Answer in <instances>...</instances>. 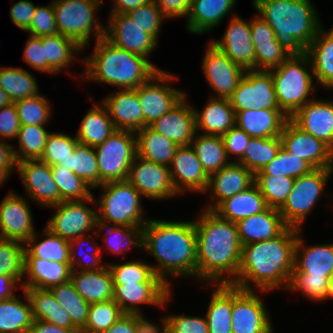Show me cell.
<instances>
[{
  "instance_id": "1",
  "label": "cell",
  "mask_w": 333,
  "mask_h": 333,
  "mask_svg": "<svg viewBox=\"0 0 333 333\" xmlns=\"http://www.w3.org/2000/svg\"><path fill=\"white\" fill-rule=\"evenodd\" d=\"M299 232L302 230L287 227L275 238L244 245L237 277L230 284L263 293L279 288L286 290L294 270Z\"/></svg>"
},
{
  "instance_id": "2",
  "label": "cell",
  "mask_w": 333,
  "mask_h": 333,
  "mask_svg": "<svg viewBox=\"0 0 333 333\" xmlns=\"http://www.w3.org/2000/svg\"><path fill=\"white\" fill-rule=\"evenodd\" d=\"M193 220L197 242V280L203 284L231 283L241 261L242 244L235 222L213 210L201 211Z\"/></svg>"
},
{
  "instance_id": "3",
  "label": "cell",
  "mask_w": 333,
  "mask_h": 333,
  "mask_svg": "<svg viewBox=\"0 0 333 333\" xmlns=\"http://www.w3.org/2000/svg\"><path fill=\"white\" fill-rule=\"evenodd\" d=\"M142 241V249L158 262L151 265L154 273L171 289L168 281L171 275L197 279V242L193 221L150 218L142 228Z\"/></svg>"
},
{
  "instance_id": "4",
  "label": "cell",
  "mask_w": 333,
  "mask_h": 333,
  "mask_svg": "<svg viewBox=\"0 0 333 333\" xmlns=\"http://www.w3.org/2000/svg\"><path fill=\"white\" fill-rule=\"evenodd\" d=\"M253 8L290 55H301L322 27L311 0H253Z\"/></svg>"
},
{
  "instance_id": "5",
  "label": "cell",
  "mask_w": 333,
  "mask_h": 333,
  "mask_svg": "<svg viewBox=\"0 0 333 333\" xmlns=\"http://www.w3.org/2000/svg\"><path fill=\"white\" fill-rule=\"evenodd\" d=\"M94 48L93 53L81 61L86 66L81 79L120 90L136 89L160 70L150 59L119 48L105 37L98 39Z\"/></svg>"
},
{
  "instance_id": "6",
  "label": "cell",
  "mask_w": 333,
  "mask_h": 333,
  "mask_svg": "<svg viewBox=\"0 0 333 333\" xmlns=\"http://www.w3.org/2000/svg\"><path fill=\"white\" fill-rule=\"evenodd\" d=\"M273 77V86L280 109L291 118L311 99L316 92L310 58L305 52L290 55L280 66L268 70Z\"/></svg>"
},
{
  "instance_id": "7",
  "label": "cell",
  "mask_w": 333,
  "mask_h": 333,
  "mask_svg": "<svg viewBox=\"0 0 333 333\" xmlns=\"http://www.w3.org/2000/svg\"><path fill=\"white\" fill-rule=\"evenodd\" d=\"M104 1L53 0L58 33L74 40L83 49L90 44V37L95 36V42L103 38L105 26L95 17Z\"/></svg>"
},
{
  "instance_id": "8",
  "label": "cell",
  "mask_w": 333,
  "mask_h": 333,
  "mask_svg": "<svg viewBox=\"0 0 333 333\" xmlns=\"http://www.w3.org/2000/svg\"><path fill=\"white\" fill-rule=\"evenodd\" d=\"M97 188L103 190L96 200L100 220L118 226L143 228L150 219L145 217L141 194L128 180L107 182Z\"/></svg>"
},
{
  "instance_id": "9",
  "label": "cell",
  "mask_w": 333,
  "mask_h": 333,
  "mask_svg": "<svg viewBox=\"0 0 333 333\" xmlns=\"http://www.w3.org/2000/svg\"><path fill=\"white\" fill-rule=\"evenodd\" d=\"M333 168H314L295 178L285 203L278 209L288 227L302 230V224L324 194Z\"/></svg>"
},
{
  "instance_id": "10",
  "label": "cell",
  "mask_w": 333,
  "mask_h": 333,
  "mask_svg": "<svg viewBox=\"0 0 333 333\" xmlns=\"http://www.w3.org/2000/svg\"><path fill=\"white\" fill-rule=\"evenodd\" d=\"M94 149L99 169V186L107 182L127 180L137 154L135 132L116 130Z\"/></svg>"
},
{
  "instance_id": "11",
  "label": "cell",
  "mask_w": 333,
  "mask_h": 333,
  "mask_svg": "<svg viewBox=\"0 0 333 333\" xmlns=\"http://www.w3.org/2000/svg\"><path fill=\"white\" fill-rule=\"evenodd\" d=\"M174 74L159 70L147 82L136 88L143 111V128L173 109L185 96V91L172 85ZM171 85H169V84Z\"/></svg>"
},
{
  "instance_id": "12",
  "label": "cell",
  "mask_w": 333,
  "mask_h": 333,
  "mask_svg": "<svg viewBox=\"0 0 333 333\" xmlns=\"http://www.w3.org/2000/svg\"><path fill=\"white\" fill-rule=\"evenodd\" d=\"M96 204V197L93 195L89 199L62 201L58 205L49 208L54 209L46 224L53 234L66 240H72L79 236L95 233L97 210L89 207L87 203Z\"/></svg>"
},
{
  "instance_id": "13",
  "label": "cell",
  "mask_w": 333,
  "mask_h": 333,
  "mask_svg": "<svg viewBox=\"0 0 333 333\" xmlns=\"http://www.w3.org/2000/svg\"><path fill=\"white\" fill-rule=\"evenodd\" d=\"M258 294L256 290L232 284V333H274L267 308Z\"/></svg>"
},
{
  "instance_id": "14",
  "label": "cell",
  "mask_w": 333,
  "mask_h": 333,
  "mask_svg": "<svg viewBox=\"0 0 333 333\" xmlns=\"http://www.w3.org/2000/svg\"><path fill=\"white\" fill-rule=\"evenodd\" d=\"M229 100L234 111L281 110L276 99L273 77L265 70H246Z\"/></svg>"
},
{
  "instance_id": "15",
  "label": "cell",
  "mask_w": 333,
  "mask_h": 333,
  "mask_svg": "<svg viewBox=\"0 0 333 333\" xmlns=\"http://www.w3.org/2000/svg\"><path fill=\"white\" fill-rule=\"evenodd\" d=\"M127 180L143 198L160 201L178 196L172 183L170 167L156 164L137 154L129 169Z\"/></svg>"
},
{
  "instance_id": "16",
  "label": "cell",
  "mask_w": 333,
  "mask_h": 333,
  "mask_svg": "<svg viewBox=\"0 0 333 333\" xmlns=\"http://www.w3.org/2000/svg\"><path fill=\"white\" fill-rule=\"evenodd\" d=\"M202 68L209 87L215 92L211 97L225 99L232 96L246 72L210 41L202 59Z\"/></svg>"
},
{
  "instance_id": "17",
  "label": "cell",
  "mask_w": 333,
  "mask_h": 333,
  "mask_svg": "<svg viewBox=\"0 0 333 333\" xmlns=\"http://www.w3.org/2000/svg\"><path fill=\"white\" fill-rule=\"evenodd\" d=\"M282 147L307 161L313 168H333V150L299 128L290 118L280 135Z\"/></svg>"
},
{
  "instance_id": "18",
  "label": "cell",
  "mask_w": 333,
  "mask_h": 333,
  "mask_svg": "<svg viewBox=\"0 0 333 333\" xmlns=\"http://www.w3.org/2000/svg\"><path fill=\"white\" fill-rule=\"evenodd\" d=\"M104 37L113 45L148 59L159 42L126 13H110Z\"/></svg>"
},
{
  "instance_id": "19",
  "label": "cell",
  "mask_w": 333,
  "mask_h": 333,
  "mask_svg": "<svg viewBox=\"0 0 333 333\" xmlns=\"http://www.w3.org/2000/svg\"><path fill=\"white\" fill-rule=\"evenodd\" d=\"M16 170L32 202L36 201L48 208L63 201L53 179L51 166L46 162L41 159L17 162Z\"/></svg>"
},
{
  "instance_id": "20",
  "label": "cell",
  "mask_w": 333,
  "mask_h": 333,
  "mask_svg": "<svg viewBox=\"0 0 333 333\" xmlns=\"http://www.w3.org/2000/svg\"><path fill=\"white\" fill-rule=\"evenodd\" d=\"M27 200L9 191L0 202V239L25 243L37 233Z\"/></svg>"
},
{
  "instance_id": "21",
  "label": "cell",
  "mask_w": 333,
  "mask_h": 333,
  "mask_svg": "<svg viewBox=\"0 0 333 333\" xmlns=\"http://www.w3.org/2000/svg\"><path fill=\"white\" fill-rule=\"evenodd\" d=\"M210 42L243 69L255 70V48L250 21H244L233 13L222 38L211 39Z\"/></svg>"
},
{
  "instance_id": "22",
  "label": "cell",
  "mask_w": 333,
  "mask_h": 333,
  "mask_svg": "<svg viewBox=\"0 0 333 333\" xmlns=\"http://www.w3.org/2000/svg\"><path fill=\"white\" fill-rule=\"evenodd\" d=\"M170 167V175L177 195L184 193H205L209 176L204 171L191 145L178 146Z\"/></svg>"
},
{
  "instance_id": "23",
  "label": "cell",
  "mask_w": 333,
  "mask_h": 333,
  "mask_svg": "<svg viewBox=\"0 0 333 333\" xmlns=\"http://www.w3.org/2000/svg\"><path fill=\"white\" fill-rule=\"evenodd\" d=\"M171 291L165 283H125L114 285L113 300L124 314L144 316L141 305L165 308L173 296Z\"/></svg>"
},
{
  "instance_id": "24",
  "label": "cell",
  "mask_w": 333,
  "mask_h": 333,
  "mask_svg": "<svg viewBox=\"0 0 333 333\" xmlns=\"http://www.w3.org/2000/svg\"><path fill=\"white\" fill-rule=\"evenodd\" d=\"M255 183V175L242 164L231 162L209 177L205 192L212 193L213 202H208L204 209L214 210L225 199L235 196Z\"/></svg>"
},
{
  "instance_id": "25",
  "label": "cell",
  "mask_w": 333,
  "mask_h": 333,
  "mask_svg": "<svg viewBox=\"0 0 333 333\" xmlns=\"http://www.w3.org/2000/svg\"><path fill=\"white\" fill-rule=\"evenodd\" d=\"M299 128L323 141L333 150V101L312 100L301 107L291 118Z\"/></svg>"
},
{
  "instance_id": "26",
  "label": "cell",
  "mask_w": 333,
  "mask_h": 333,
  "mask_svg": "<svg viewBox=\"0 0 333 333\" xmlns=\"http://www.w3.org/2000/svg\"><path fill=\"white\" fill-rule=\"evenodd\" d=\"M186 97L149 125L154 131L161 133L178 146L191 145L197 133L194 106L188 103Z\"/></svg>"
},
{
  "instance_id": "27",
  "label": "cell",
  "mask_w": 333,
  "mask_h": 333,
  "mask_svg": "<svg viewBox=\"0 0 333 333\" xmlns=\"http://www.w3.org/2000/svg\"><path fill=\"white\" fill-rule=\"evenodd\" d=\"M116 130L138 132L143 128V111L136 89H117L101 102Z\"/></svg>"
},
{
  "instance_id": "28",
  "label": "cell",
  "mask_w": 333,
  "mask_h": 333,
  "mask_svg": "<svg viewBox=\"0 0 333 333\" xmlns=\"http://www.w3.org/2000/svg\"><path fill=\"white\" fill-rule=\"evenodd\" d=\"M250 28L255 48V70L273 69L290 56L276 39L275 32L261 16L256 15L250 20Z\"/></svg>"
},
{
  "instance_id": "29",
  "label": "cell",
  "mask_w": 333,
  "mask_h": 333,
  "mask_svg": "<svg viewBox=\"0 0 333 333\" xmlns=\"http://www.w3.org/2000/svg\"><path fill=\"white\" fill-rule=\"evenodd\" d=\"M71 272L70 262H55L37 257H24L22 288L50 290L54 286L70 281Z\"/></svg>"
},
{
  "instance_id": "30",
  "label": "cell",
  "mask_w": 333,
  "mask_h": 333,
  "mask_svg": "<svg viewBox=\"0 0 333 333\" xmlns=\"http://www.w3.org/2000/svg\"><path fill=\"white\" fill-rule=\"evenodd\" d=\"M242 246L279 236L288 226L277 208L266 210L236 222Z\"/></svg>"
},
{
  "instance_id": "31",
  "label": "cell",
  "mask_w": 333,
  "mask_h": 333,
  "mask_svg": "<svg viewBox=\"0 0 333 333\" xmlns=\"http://www.w3.org/2000/svg\"><path fill=\"white\" fill-rule=\"evenodd\" d=\"M235 125L251 138L280 137L289 117L282 110L235 111Z\"/></svg>"
},
{
  "instance_id": "32",
  "label": "cell",
  "mask_w": 333,
  "mask_h": 333,
  "mask_svg": "<svg viewBox=\"0 0 333 333\" xmlns=\"http://www.w3.org/2000/svg\"><path fill=\"white\" fill-rule=\"evenodd\" d=\"M299 232L295 245L294 270L292 273H308L310 276L333 274V243L305 245Z\"/></svg>"
},
{
  "instance_id": "33",
  "label": "cell",
  "mask_w": 333,
  "mask_h": 333,
  "mask_svg": "<svg viewBox=\"0 0 333 333\" xmlns=\"http://www.w3.org/2000/svg\"><path fill=\"white\" fill-rule=\"evenodd\" d=\"M237 0H192L186 28L191 34H204L220 26L224 17L231 14Z\"/></svg>"
},
{
  "instance_id": "34",
  "label": "cell",
  "mask_w": 333,
  "mask_h": 333,
  "mask_svg": "<svg viewBox=\"0 0 333 333\" xmlns=\"http://www.w3.org/2000/svg\"><path fill=\"white\" fill-rule=\"evenodd\" d=\"M204 106L202 111L194 108L197 133L223 136L235 126V111L229 99L210 97Z\"/></svg>"
},
{
  "instance_id": "35",
  "label": "cell",
  "mask_w": 333,
  "mask_h": 333,
  "mask_svg": "<svg viewBox=\"0 0 333 333\" xmlns=\"http://www.w3.org/2000/svg\"><path fill=\"white\" fill-rule=\"evenodd\" d=\"M70 280L75 290L88 304L113 299L114 283L108 265L97 271L72 270Z\"/></svg>"
},
{
  "instance_id": "36",
  "label": "cell",
  "mask_w": 333,
  "mask_h": 333,
  "mask_svg": "<svg viewBox=\"0 0 333 333\" xmlns=\"http://www.w3.org/2000/svg\"><path fill=\"white\" fill-rule=\"evenodd\" d=\"M322 26L306 49L316 83L326 90H333V26L327 30Z\"/></svg>"
},
{
  "instance_id": "37",
  "label": "cell",
  "mask_w": 333,
  "mask_h": 333,
  "mask_svg": "<svg viewBox=\"0 0 333 333\" xmlns=\"http://www.w3.org/2000/svg\"><path fill=\"white\" fill-rule=\"evenodd\" d=\"M268 207L258 186L254 183L248 189L222 201L213 211L221 218L236 223Z\"/></svg>"
},
{
  "instance_id": "38",
  "label": "cell",
  "mask_w": 333,
  "mask_h": 333,
  "mask_svg": "<svg viewBox=\"0 0 333 333\" xmlns=\"http://www.w3.org/2000/svg\"><path fill=\"white\" fill-rule=\"evenodd\" d=\"M25 291L34 320H42L67 329H78L71 321L66 309L55 299L49 289L22 288Z\"/></svg>"
},
{
  "instance_id": "39",
  "label": "cell",
  "mask_w": 333,
  "mask_h": 333,
  "mask_svg": "<svg viewBox=\"0 0 333 333\" xmlns=\"http://www.w3.org/2000/svg\"><path fill=\"white\" fill-rule=\"evenodd\" d=\"M213 289L205 318L209 333H232V284H207ZM213 286V287H212Z\"/></svg>"
},
{
  "instance_id": "40",
  "label": "cell",
  "mask_w": 333,
  "mask_h": 333,
  "mask_svg": "<svg viewBox=\"0 0 333 333\" xmlns=\"http://www.w3.org/2000/svg\"><path fill=\"white\" fill-rule=\"evenodd\" d=\"M93 104L84 115L75 135L79 143L90 147L102 144L116 131L106 107L102 103Z\"/></svg>"
},
{
  "instance_id": "41",
  "label": "cell",
  "mask_w": 333,
  "mask_h": 333,
  "mask_svg": "<svg viewBox=\"0 0 333 333\" xmlns=\"http://www.w3.org/2000/svg\"><path fill=\"white\" fill-rule=\"evenodd\" d=\"M177 147L178 145L150 126L136 132L137 155L156 164L170 166Z\"/></svg>"
},
{
  "instance_id": "42",
  "label": "cell",
  "mask_w": 333,
  "mask_h": 333,
  "mask_svg": "<svg viewBox=\"0 0 333 333\" xmlns=\"http://www.w3.org/2000/svg\"><path fill=\"white\" fill-rule=\"evenodd\" d=\"M42 46L44 47L45 58L47 59V74H58L62 69L73 65L74 56L83 52L74 40L61 34L53 36H42ZM72 63V64H71Z\"/></svg>"
},
{
  "instance_id": "43",
  "label": "cell",
  "mask_w": 333,
  "mask_h": 333,
  "mask_svg": "<svg viewBox=\"0 0 333 333\" xmlns=\"http://www.w3.org/2000/svg\"><path fill=\"white\" fill-rule=\"evenodd\" d=\"M191 146L209 177L232 162L226 154L222 136L196 133Z\"/></svg>"
},
{
  "instance_id": "44",
  "label": "cell",
  "mask_w": 333,
  "mask_h": 333,
  "mask_svg": "<svg viewBox=\"0 0 333 333\" xmlns=\"http://www.w3.org/2000/svg\"><path fill=\"white\" fill-rule=\"evenodd\" d=\"M41 235L45 237L38 241L35 233L24 243V257H37L55 262H70V242L53 234L44 227Z\"/></svg>"
},
{
  "instance_id": "45",
  "label": "cell",
  "mask_w": 333,
  "mask_h": 333,
  "mask_svg": "<svg viewBox=\"0 0 333 333\" xmlns=\"http://www.w3.org/2000/svg\"><path fill=\"white\" fill-rule=\"evenodd\" d=\"M95 234L102 233L105 231L103 240L106 250L112 252L113 254L124 255L126 250H130L132 247L142 248V228L141 227H128V226H118L113 223H109L100 220L98 217L96 219Z\"/></svg>"
},
{
  "instance_id": "46",
  "label": "cell",
  "mask_w": 333,
  "mask_h": 333,
  "mask_svg": "<svg viewBox=\"0 0 333 333\" xmlns=\"http://www.w3.org/2000/svg\"><path fill=\"white\" fill-rule=\"evenodd\" d=\"M23 294L26 302L17 296L0 300V333H28L34 319L25 291Z\"/></svg>"
},
{
  "instance_id": "47",
  "label": "cell",
  "mask_w": 333,
  "mask_h": 333,
  "mask_svg": "<svg viewBox=\"0 0 333 333\" xmlns=\"http://www.w3.org/2000/svg\"><path fill=\"white\" fill-rule=\"evenodd\" d=\"M36 77L21 67H0V87L12 102L38 96Z\"/></svg>"
},
{
  "instance_id": "48",
  "label": "cell",
  "mask_w": 333,
  "mask_h": 333,
  "mask_svg": "<svg viewBox=\"0 0 333 333\" xmlns=\"http://www.w3.org/2000/svg\"><path fill=\"white\" fill-rule=\"evenodd\" d=\"M281 147L280 137L251 138L243 157L237 163L242 164L255 175L276 157Z\"/></svg>"
},
{
  "instance_id": "49",
  "label": "cell",
  "mask_w": 333,
  "mask_h": 333,
  "mask_svg": "<svg viewBox=\"0 0 333 333\" xmlns=\"http://www.w3.org/2000/svg\"><path fill=\"white\" fill-rule=\"evenodd\" d=\"M91 238L93 239L92 235H89V237L87 235H84V236H79V237L74 238L69 241L70 242V263H71L72 270L97 271V270L103 269L107 265V263L101 264V260H102L101 248L99 247L97 239L94 237V239H93L94 241L92 242ZM83 245L84 246L90 245V246L84 247ZM82 246H83V248H82ZM92 246H93V248H92ZM81 248L85 249V250L82 251ZM89 248H92V250L87 252L86 249L89 250ZM85 259H87V260H85Z\"/></svg>"
},
{
  "instance_id": "50",
  "label": "cell",
  "mask_w": 333,
  "mask_h": 333,
  "mask_svg": "<svg viewBox=\"0 0 333 333\" xmlns=\"http://www.w3.org/2000/svg\"><path fill=\"white\" fill-rule=\"evenodd\" d=\"M45 127L42 125H21L16 138L19 141V149L14 148L17 162L42 158L46 140L50 133Z\"/></svg>"
},
{
  "instance_id": "51",
  "label": "cell",
  "mask_w": 333,
  "mask_h": 333,
  "mask_svg": "<svg viewBox=\"0 0 333 333\" xmlns=\"http://www.w3.org/2000/svg\"><path fill=\"white\" fill-rule=\"evenodd\" d=\"M50 291L57 302L66 309L72 323L81 330L87 322L90 304L75 290L71 280L52 287Z\"/></svg>"
},
{
  "instance_id": "52",
  "label": "cell",
  "mask_w": 333,
  "mask_h": 333,
  "mask_svg": "<svg viewBox=\"0 0 333 333\" xmlns=\"http://www.w3.org/2000/svg\"><path fill=\"white\" fill-rule=\"evenodd\" d=\"M130 260L122 264L107 263L113 277L114 285L125 283H164L153 271L152 264Z\"/></svg>"
},
{
  "instance_id": "53",
  "label": "cell",
  "mask_w": 333,
  "mask_h": 333,
  "mask_svg": "<svg viewBox=\"0 0 333 333\" xmlns=\"http://www.w3.org/2000/svg\"><path fill=\"white\" fill-rule=\"evenodd\" d=\"M68 170L73 171L88 186H99V169L94 147L79 143L68 160Z\"/></svg>"
},
{
  "instance_id": "54",
  "label": "cell",
  "mask_w": 333,
  "mask_h": 333,
  "mask_svg": "<svg viewBox=\"0 0 333 333\" xmlns=\"http://www.w3.org/2000/svg\"><path fill=\"white\" fill-rule=\"evenodd\" d=\"M314 168L304 159L289 153L283 147L280 148L276 157L272 159L255 175H272L298 178L309 173Z\"/></svg>"
},
{
  "instance_id": "55",
  "label": "cell",
  "mask_w": 333,
  "mask_h": 333,
  "mask_svg": "<svg viewBox=\"0 0 333 333\" xmlns=\"http://www.w3.org/2000/svg\"><path fill=\"white\" fill-rule=\"evenodd\" d=\"M51 172L63 201L85 200L94 195L92 188L73 171L53 165Z\"/></svg>"
},
{
  "instance_id": "56",
  "label": "cell",
  "mask_w": 333,
  "mask_h": 333,
  "mask_svg": "<svg viewBox=\"0 0 333 333\" xmlns=\"http://www.w3.org/2000/svg\"><path fill=\"white\" fill-rule=\"evenodd\" d=\"M124 313L112 299L90 304L88 318L80 333H101L109 329Z\"/></svg>"
},
{
  "instance_id": "57",
  "label": "cell",
  "mask_w": 333,
  "mask_h": 333,
  "mask_svg": "<svg viewBox=\"0 0 333 333\" xmlns=\"http://www.w3.org/2000/svg\"><path fill=\"white\" fill-rule=\"evenodd\" d=\"M295 178L286 176L255 175L258 186L269 207L279 209L292 190Z\"/></svg>"
},
{
  "instance_id": "58",
  "label": "cell",
  "mask_w": 333,
  "mask_h": 333,
  "mask_svg": "<svg viewBox=\"0 0 333 333\" xmlns=\"http://www.w3.org/2000/svg\"><path fill=\"white\" fill-rule=\"evenodd\" d=\"M79 144L76 136L49 133L41 160L50 166L59 165L68 169V160Z\"/></svg>"
},
{
  "instance_id": "59",
  "label": "cell",
  "mask_w": 333,
  "mask_h": 333,
  "mask_svg": "<svg viewBox=\"0 0 333 333\" xmlns=\"http://www.w3.org/2000/svg\"><path fill=\"white\" fill-rule=\"evenodd\" d=\"M21 125L45 126L53 113L46 96L39 94L14 102ZM50 105V106H49Z\"/></svg>"
},
{
  "instance_id": "60",
  "label": "cell",
  "mask_w": 333,
  "mask_h": 333,
  "mask_svg": "<svg viewBox=\"0 0 333 333\" xmlns=\"http://www.w3.org/2000/svg\"><path fill=\"white\" fill-rule=\"evenodd\" d=\"M0 275L23 279L24 243L0 239Z\"/></svg>"
},
{
  "instance_id": "61",
  "label": "cell",
  "mask_w": 333,
  "mask_h": 333,
  "mask_svg": "<svg viewBox=\"0 0 333 333\" xmlns=\"http://www.w3.org/2000/svg\"><path fill=\"white\" fill-rule=\"evenodd\" d=\"M329 278V276H310L308 273H292L287 290L300 291L308 300L321 302L326 298Z\"/></svg>"
},
{
  "instance_id": "62",
  "label": "cell",
  "mask_w": 333,
  "mask_h": 333,
  "mask_svg": "<svg viewBox=\"0 0 333 333\" xmlns=\"http://www.w3.org/2000/svg\"><path fill=\"white\" fill-rule=\"evenodd\" d=\"M143 30L159 40L162 22L167 18L157 7L154 0L126 13Z\"/></svg>"
},
{
  "instance_id": "63",
  "label": "cell",
  "mask_w": 333,
  "mask_h": 333,
  "mask_svg": "<svg viewBox=\"0 0 333 333\" xmlns=\"http://www.w3.org/2000/svg\"><path fill=\"white\" fill-rule=\"evenodd\" d=\"M161 321L168 333H209L205 316L167 315Z\"/></svg>"
},
{
  "instance_id": "64",
  "label": "cell",
  "mask_w": 333,
  "mask_h": 333,
  "mask_svg": "<svg viewBox=\"0 0 333 333\" xmlns=\"http://www.w3.org/2000/svg\"><path fill=\"white\" fill-rule=\"evenodd\" d=\"M27 32L30 35L37 37L53 36L58 34L53 2L47 6H36L30 27L26 33Z\"/></svg>"
},
{
  "instance_id": "65",
  "label": "cell",
  "mask_w": 333,
  "mask_h": 333,
  "mask_svg": "<svg viewBox=\"0 0 333 333\" xmlns=\"http://www.w3.org/2000/svg\"><path fill=\"white\" fill-rule=\"evenodd\" d=\"M222 139L229 160L233 155L234 158L237 157L233 162H238L243 157L251 137L235 125L222 136Z\"/></svg>"
},
{
  "instance_id": "66",
  "label": "cell",
  "mask_w": 333,
  "mask_h": 333,
  "mask_svg": "<svg viewBox=\"0 0 333 333\" xmlns=\"http://www.w3.org/2000/svg\"><path fill=\"white\" fill-rule=\"evenodd\" d=\"M26 42L22 59L33 69L47 74V59L42 46V37L30 35Z\"/></svg>"
},
{
  "instance_id": "67",
  "label": "cell",
  "mask_w": 333,
  "mask_h": 333,
  "mask_svg": "<svg viewBox=\"0 0 333 333\" xmlns=\"http://www.w3.org/2000/svg\"><path fill=\"white\" fill-rule=\"evenodd\" d=\"M21 128L14 102L0 108V138L2 140L16 139Z\"/></svg>"
},
{
  "instance_id": "68",
  "label": "cell",
  "mask_w": 333,
  "mask_h": 333,
  "mask_svg": "<svg viewBox=\"0 0 333 333\" xmlns=\"http://www.w3.org/2000/svg\"><path fill=\"white\" fill-rule=\"evenodd\" d=\"M150 322L146 316L123 314L109 329L101 333H141Z\"/></svg>"
},
{
  "instance_id": "69",
  "label": "cell",
  "mask_w": 333,
  "mask_h": 333,
  "mask_svg": "<svg viewBox=\"0 0 333 333\" xmlns=\"http://www.w3.org/2000/svg\"><path fill=\"white\" fill-rule=\"evenodd\" d=\"M36 6L29 0H19L13 3L10 8V18L13 24L26 32L30 27Z\"/></svg>"
},
{
  "instance_id": "70",
  "label": "cell",
  "mask_w": 333,
  "mask_h": 333,
  "mask_svg": "<svg viewBox=\"0 0 333 333\" xmlns=\"http://www.w3.org/2000/svg\"><path fill=\"white\" fill-rule=\"evenodd\" d=\"M192 0H154L167 19L188 17Z\"/></svg>"
},
{
  "instance_id": "71",
  "label": "cell",
  "mask_w": 333,
  "mask_h": 333,
  "mask_svg": "<svg viewBox=\"0 0 333 333\" xmlns=\"http://www.w3.org/2000/svg\"><path fill=\"white\" fill-rule=\"evenodd\" d=\"M22 280L15 279L11 275H0V300H6L15 297V288H18V284L22 289ZM17 285V286H16Z\"/></svg>"
},
{
  "instance_id": "72",
  "label": "cell",
  "mask_w": 333,
  "mask_h": 333,
  "mask_svg": "<svg viewBox=\"0 0 333 333\" xmlns=\"http://www.w3.org/2000/svg\"><path fill=\"white\" fill-rule=\"evenodd\" d=\"M28 333H80L79 329H67L42 320H33Z\"/></svg>"
},
{
  "instance_id": "73",
  "label": "cell",
  "mask_w": 333,
  "mask_h": 333,
  "mask_svg": "<svg viewBox=\"0 0 333 333\" xmlns=\"http://www.w3.org/2000/svg\"><path fill=\"white\" fill-rule=\"evenodd\" d=\"M0 164L5 165L12 173L17 166L14 154V146L8 144L5 140L0 141Z\"/></svg>"
},
{
  "instance_id": "74",
  "label": "cell",
  "mask_w": 333,
  "mask_h": 333,
  "mask_svg": "<svg viewBox=\"0 0 333 333\" xmlns=\"http://www.w3.org/2000/svg\"><path fill=\"white\" fill-rule=\"evenodd\" d=\"M152 0H112L110 13H127Z\"/></svg>"
},
{
  "instance_id": "75",
  "label": "cell",
  "mask_w": 333,
  "mask_h": 333,
  "mask_svg": "<svg viewBox=\"0 0 333 333\" xmlns=\"http://www.w3.org/2000/svg\"><path fill=\"white\" fill-rule=\"evenodd\" d=\"M160 325L150 322L141 333H168L166 327L162 323Z\"/></svg>"
},
{
  "instance_id": "76",
  "label": "cell",
  "mask_w": 333,
  "mask_h": 333,
  "mask_svg": "<svg viewBox=\"0 0 333 333\" xmlns=\"http://www.w3.org/2000/svg\"><path fill=\"white\" fill-rule=\"evenodd\" d=\"M11 173L12 172L5 165L0 164V186H2L7 179H9L8 177Z\"/></svg>"
},
{
  "instance_id": "77",
  "label": "cell",
  "mask_w": 333,
  "mask_h": 333,
  "mask_svg": "<svg viewBox=\"0 0 333 333\" xmlns=\"http://www.w3.org/2000/svg\"><path fill=\"white\" fill-rule=\"evenodd\" d=\"M12 103L5 91L0 87V108Z\"/></svg>"
},
{
  "instance_id": "78",
  "label": "cell",
  "mask_w": 333,
  "mask_h": 333,
  "mask_svg": "<svg viewBox=\"0 0 333 333\" xmlns=\"http://www.w3.org/2000/svg\"><path fill=\"white\" fill-rule=\"evenodd\" d=\"M331 298L333 299V274L329 278V284L325 300L327 301V299L329 300Z\"/></svg>"
}]
</instances>
